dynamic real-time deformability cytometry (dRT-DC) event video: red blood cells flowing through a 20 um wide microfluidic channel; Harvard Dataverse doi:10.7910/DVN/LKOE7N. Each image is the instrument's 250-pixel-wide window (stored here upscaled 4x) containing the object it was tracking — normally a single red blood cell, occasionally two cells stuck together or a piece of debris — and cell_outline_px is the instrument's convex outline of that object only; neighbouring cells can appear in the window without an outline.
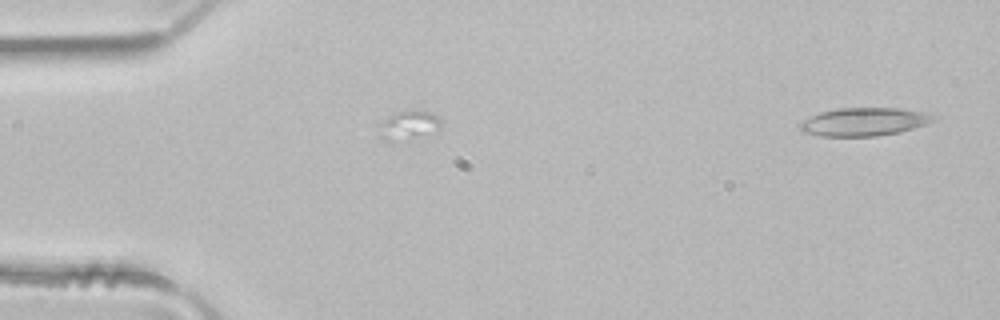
{"species": "common noctule bat (a hibernating species)", "species_latin": "Nyctalus noctula", "temperature_condition": "room temperature", "stored_images_in_passage": 3, "segment_of_instrument_passage": [2, 2], "camera_frame_rate_fps": 3000, "um_per_image_px": 0.085, "animal": {"sex": "male", "body_mass_g": 21.5, "forearm_length_mm": 52.0}, "frame": {"image": 1, "passage_image": 3, "time_ms": 0.667, "image_size_px": [1000, 320], "cell_outline_px": [[940, 116], [924, 124], [900, 132], [876, 136], [820, 136], [800, 132], [800, 120], [820, 112], [836, 108], [900, 108], [936, 112]], "centroid_in_image_um": [73.48, 10.33], "position_along_channel_um": 11.5, "area_um2": 22.37}}